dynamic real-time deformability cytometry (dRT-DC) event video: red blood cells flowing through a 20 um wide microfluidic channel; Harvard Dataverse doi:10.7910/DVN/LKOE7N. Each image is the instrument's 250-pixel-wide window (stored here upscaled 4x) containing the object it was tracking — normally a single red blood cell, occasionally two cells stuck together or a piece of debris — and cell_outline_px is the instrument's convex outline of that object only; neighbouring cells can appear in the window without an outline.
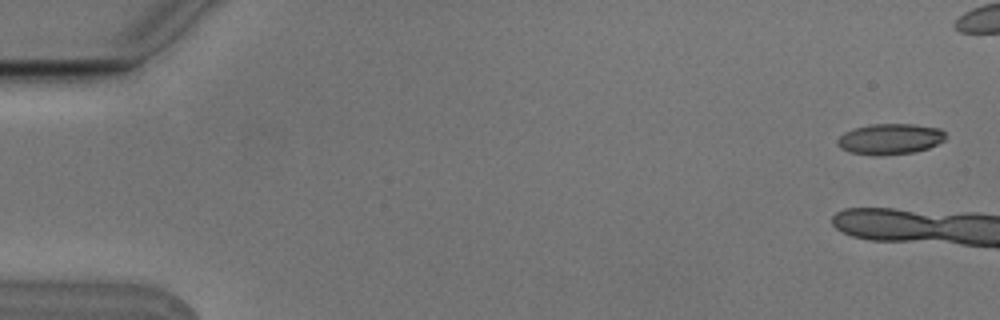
{"species": "Egyptian fruit bat (a non-hibernating species)", "species_latin": "Rousettus aegyptiacus", "temperature_condition": "cold", "stored_images_in_passage": 2, "camera_frame_rate_fps": 3000, "um_per_image_px": 0.085, "animal": {"sex": "male"}, "frame": {"image": 1, "passage_image": 2, "time_ms": 0.333, "image_size_px": [1000, 320], "cell_outline_px": [[948, 136], [944, 140], [928, 148], [912, 152], [876, 156], [848, 152], [840, 148], [836, 144], [836, 140], [844, 132], [856, 128], [872, 124], [912, 124], [940, 128]], "centroid_in_image_um": [75.63, 11.82], "position_along_channel_um": 9.4, "area_um2": 19.42}}